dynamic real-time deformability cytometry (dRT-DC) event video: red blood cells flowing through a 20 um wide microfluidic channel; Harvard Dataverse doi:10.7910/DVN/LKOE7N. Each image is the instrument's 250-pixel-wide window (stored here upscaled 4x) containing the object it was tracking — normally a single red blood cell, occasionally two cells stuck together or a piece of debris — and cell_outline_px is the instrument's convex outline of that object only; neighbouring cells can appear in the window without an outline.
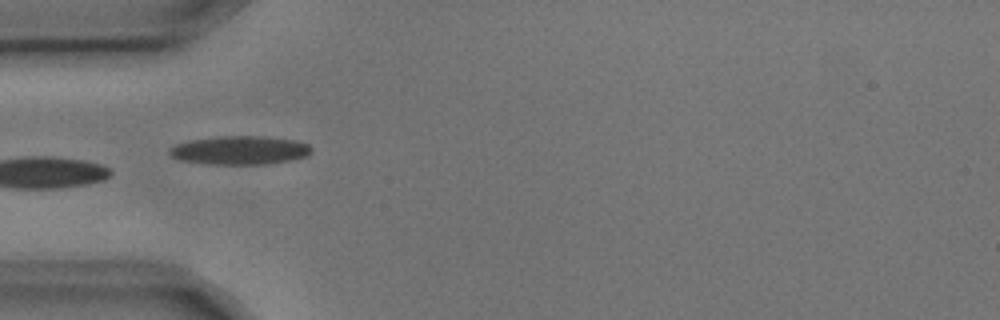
{"species": "common noctule bat (a hibernating species)", "species_latin": "Nyctalus noctula", "temperature_condition": "cold", "stored_images_in_passage": 5, "camera_frame_rate_fps": 3000, "um_per_image_px": 0.085, "animal": {"sex": "male", "body_mass_g": 17.9, "forearm_length_mm": 54.2}, "frame": {"image": 1, "passage_image": 5, "time_ms": 1.333, "image_size_px": [1000, 320], "cell_outline_px": [[312, 152], [304, 156], [292, 160], [268, 164], [216, 164], [180, 160], [172, 156], [168, 152], [168, 148], [176, 144], [188, 140], [220, 136], [264, 136], [296, 140], [308, 144], [312, 148]], "centroid_in_image_um": [20.39, 12.76], "position_along_channel_um": 64.6, "area_um2": 23.7}}